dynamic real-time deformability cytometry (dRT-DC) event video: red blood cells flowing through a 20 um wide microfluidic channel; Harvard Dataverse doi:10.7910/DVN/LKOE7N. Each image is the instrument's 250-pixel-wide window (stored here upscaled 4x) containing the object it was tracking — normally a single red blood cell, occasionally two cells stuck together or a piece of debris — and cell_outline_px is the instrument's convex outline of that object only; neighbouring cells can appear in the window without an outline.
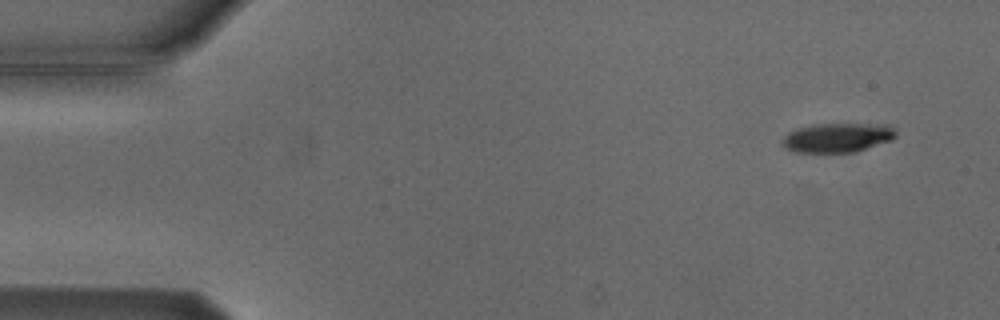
{"species": "Egyptian fruit bat (a non-hibernating species)", "species_latin": "Rousettus aegyptiacus", "temperature_condition": "cold", "stored_images_in_passage": 5, "camera_frame_rate_fps": 3000, "um_per_image_px": 0.085, "animal": {"sex": "male"}, "frame": {"image": 1, "passage_image": 1, "time_ms": 0.0, "image_size_px": [1000, 320], "cell_outline_px": [[896, 136], [892, 140], [856, 152], [792, 152], [784, 148], [780, 140], [788, 132], [812, 124], [888, 124], [896, 132]], "centroid_in_image_um": [71.16, 11.7], "position_along_channel_um": 13.8, "area_um2": 19.54}}
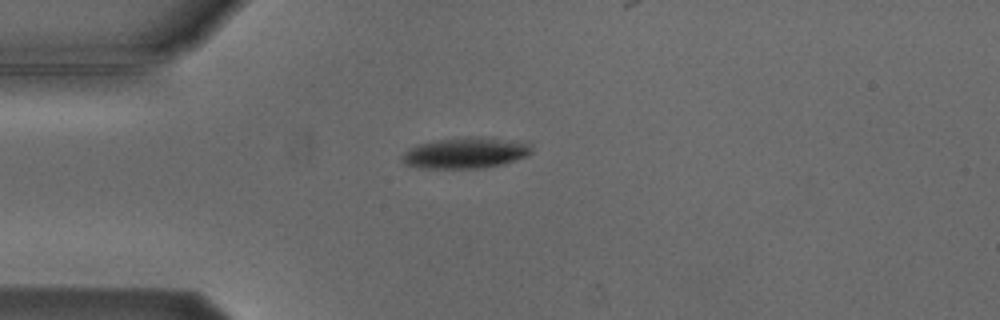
{"frame": {"image": 2, "passage_image": 4, "time_ms": 3.333, "image_size_px": [1000, 320], "cell_outline_px": [[532, 152], [528, 156], [504, 164], [480, 168], [420, 168], [404, 164], [400, 160], [400, 156], [408, 148], [416, 144], [436, 140], [528, 140], [532, 144]], "centroid_in_image_um": [39.56, 13.05], "position_along_channel_um": 45.4, "area_um2": 22.77}}